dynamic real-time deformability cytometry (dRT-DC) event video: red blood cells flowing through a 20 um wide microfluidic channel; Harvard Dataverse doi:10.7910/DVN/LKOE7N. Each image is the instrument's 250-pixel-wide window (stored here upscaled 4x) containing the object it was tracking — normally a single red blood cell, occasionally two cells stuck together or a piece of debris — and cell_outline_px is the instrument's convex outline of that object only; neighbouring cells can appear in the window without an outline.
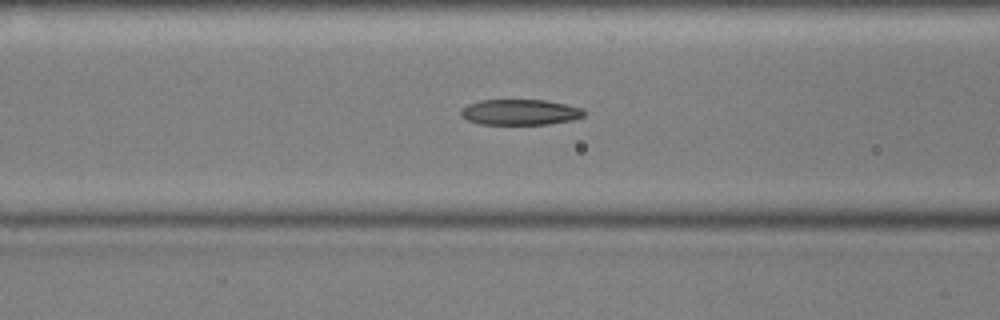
{"species": "common noctule bat (a hibernating species)", "species_latin": "Nyctalus noctula", "temperature_condition": "cold", "stored_images_in_passage": 41, "camera_frame_rate_fps": 3000, "um_per_image_px": 0.085, "animal": {"sex": "male", "body_mass_g": 17.9, "forearm_length_mm": 54.2}, "frame": {"image": 1, "passage_image": 7, "time_ms": 2.0, "image_size_px": [1000, 320], "cell_outline_px": [[584, 116], [572, 120], [548, 124], [480, 124], [468, 120], [460, 116], [460, 108], [468, 104], [480, 100], [544, 100], [584, 108]], "centroid_in_image_um": [44.17, 9.53], "position_along_channel_um": 122.4, "area_um2": 18.44}}
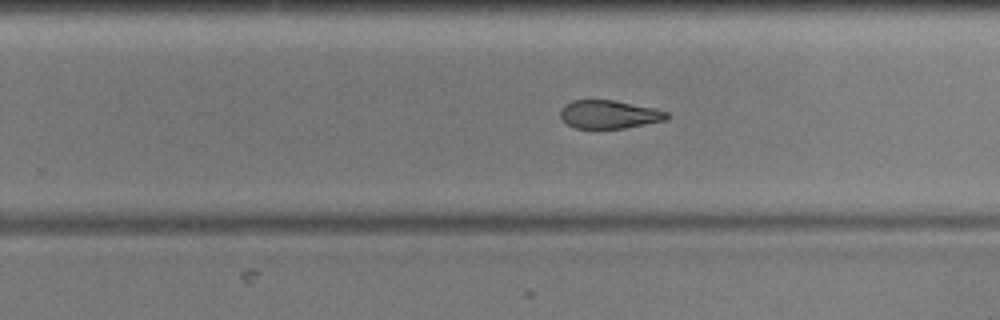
{"frame": {"image": 2, "passage_image": 20, "time_ms": 6.333, "image_size_px": [1000, 320], "cell_outline_px": [[668, 120], [624, 128], [576, 128], [568, 124], [560, 116], [560, 108], [564, 104], [572, 100], [616, 100], [652, 108], [668, 112]], "centroid_in_image_um": [51.76, 9.71], "position_along_channel_um": 278.0, "area_um2": 17.51}}
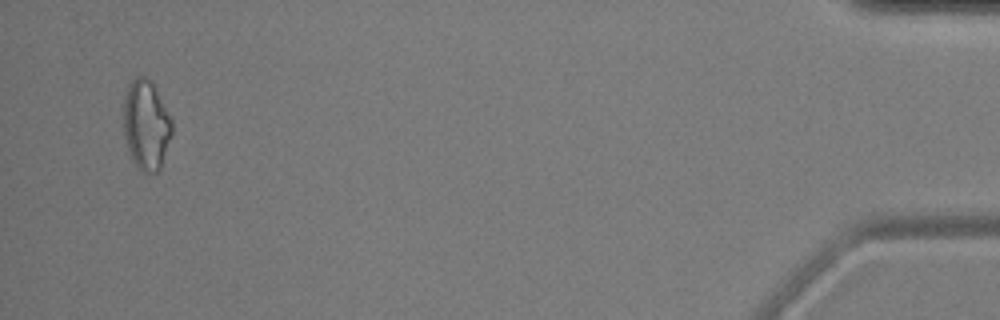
{"frame": {"image": 3, "passage_image": 39, "time_ms": 12.667, "image_size_px": [1000, 320], "cell_outline_px": [[172, 132], [160, 168], [156, 172], [144, 172], [136, 164], [128, 148], [124, 132], [124, 100], [128, 84], [136, 76], [144, 76], [152, 84], [172, 120]], "centroid_in_image_um": [12.42, 10.6], "position_along_channel_um": 422.8, "area_um2": 24.57}, "authors_computed_cell_mechanics": {"area_um2": 18.785, "velocity_mm_per_s": 3.5938, "shape_relaxation_time_tau1_ms": null, "shape_relaxation_time_tau2_ms": 4.2044, "deformation_change_tau1": null, "deformation_change_tau2": 0.1342}}